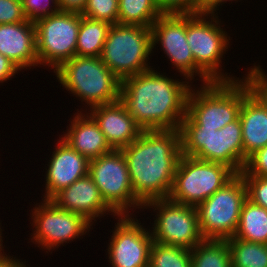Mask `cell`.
<instances>
[{
    "label": "cell",
    "instance_id": "obj_1",
    "mask_svg": "<svg viewBox=\"0 0 267 267\" xmlns=\"http://www.w3.org/2000/svg\"><path fill=\"white\" fill-rule=\"evenodd\" d=\"M121 151L133 192L143 206L152 200L169 198L182 155L179 130H143Z\"/></svg>",
    "mask_w": 267,
    "mask_h": 267
},
{
    "label": "cell",
    "instance_id": "obj_2",
    "mask_svg": "<svg viewBox=\"0 0 267 267\" xmlns=\"http://www.w3.org/2000/svg\"><path fill=\"white\" fill-rule=\"evenodd\" d=\"M153 69L123 79L119 100L143 130H179L192 86Z\"/></svg>",
    "mask_w": 267,
    "mask_h": 267
},
{
    "label": "cell",
    "instance_id": "obj_3",
    "mask_svg": "<svg viewBox=\"0 0 267 267\" xmlns=\"http://www.w3.org/2000/svg\"><path fill=\"white\" fill-rule=\"evenodd\" d=\"M182 154L227 165L236 174L243 170V140L240 118L220 130L196 126L187 116L180 126Z\"/></svg>",
    "mask_w": 267,
    "mask_h": 267
},
{
    "label": "cell",
    "instance_id": "obj_4",
    "mask_svg": "<svg viewBox=\"0 0 267 267\" xmlns=\"http://www.w3.org/2000/svg\"><path fill=\"white\" fill-rule=\"evenodd\" d=\"M187 97L186 116L196 125L220 130L239 117L243 100L250 94L244 79L213 81L192 90Z\"/></svg>",
    "mask_w": 267,
    "mask_h": 267
},
{
    "label": "cell",
    "instance_id": "obj_5",
    "mask_svg": "<svg viewBox=\"0 0 267 267\" xmlns=\"http://www.w3.org/2000/svg\"><path fill=\"white\" fill-rule=\"evenodd\" d=\"M54 73L60 84L89 108L120 99L121 81L101 57L74 56Z\"/></svg>",
    "mask_w": 267,
    "mask_h": 267
},
{
    "label": "cell",
    "instance_id": "obj_6",
    "mask_svg": "<svg viewBox=\"0 0 267 267\" xmlns=\"http://www.w3.org/2000/svg\"><path fill=\"white\" fill-rule=\"evenodd\" d=\"M217 14H210L211 18L209 14H186V40L195 61V77L199 75L202 84L239 79L223 74L220 69L223 55L229 49L230 37L221 29Z\"/></svg>",
    "mask_w": 267,
    "mask_h": 267
},
{
    "label": "cell",
    "instance_id": "obj_7",
    "mask_svg": "<svg viewBox=\"0 0 267 267\" xmlns=\"http://www.w3.org/2000/svg\"><path fill=\"white\" fill-rule=\"evenodd\" d=\"M152 52L150 27L117 23L111 25L108 30L100 57L122 81L127 77L152 69L148 62Z\"/></svg>",
    "mask_w": 267,
    "mask_h": 267
},
{
    "label": "cell",
    "instance_id": "obj_8",
    "mask_svg": "<svg viewBox=\"0 0 267 267\" xmlns=\"http://www.w3.org/2000/svg\"><path fill=\"white\" fill-rule=\"evenodd\" d=\"M236 173L227 165L181 155L169 199L197 207L229 182Z\"/></svg>",
    "mask_w": 267,
    "mask_h": 267
},
{
    "label": "cell",
    "instance_id": "obj_9",
    "mask_svg": "<svg viewBox=\"0 0 267 267\" xmlns=\"http://www.w3.org/2000/svg\"><path fill=\"white\" fill-rule=\"evenodd\" d=\"M247 199L243 177L236 174L221 189L196 208L199 228L204 239H227L237 231L241 208Z\"/></svg>",
    "mask_w": 267,
    "mask_h": 267
},
{
    "label": "cell",
    "instance_id": "obj_10",
    "mask_svg": "<svg viewBox=\"0 0 267 267\" xmlns=\"http://www.w3.org/2000/svg\"><path fill=\"white\" fill-rule=\"evenodd\" d=\"M88 175L98 187L106 204L117 215H129L130 207L143 208L133 192L127 161L121 150L113 149L91 159Z\"/></svg>",
    "mask_w": 267,
    "mask_h": 267
},
{
    "label": "cell",
    "instance_id": "obj_11",
    "mask_svg": "<svg viewBox=\"0 0 267 267\" xmlns=\"http://www.w3.org/2000/svg\"><path fill=\"white\" fill-rule=\"evenodd\" d=\"M35 28L40 66H49L55 71L61 64L76 56L80 13L60 11L37 20Z\"/></svg>",
    "mask_w": 267,
    "mask_h": 267
},
{
    "label": "cell",
    "instance_id": "obj_12",
    "mask_svg": "<svg viewBox=\"0 0 267 267\" xmlns=\"http://www.w3.org/2000/svg\"><path fill=\"white\" fill-rule=\"evenodd\" d=\"M152 208L157 212L153 230V241L193 249L204 237L199 228L197 208L171 201L169 198L147 202L144 208Z\"/></svg>",
    "mask_w": 267,
    "mask_h": 267
},
{
    "label": "cell",
    "instance_id": "obj_13",
    "mask_svg": "<svg viewBox=\"0 0 267 267\" xmlns=\"http://www.w3.org/2000/svg\"><path fill=\"white\" fill-rule=\"evenodd\" d=\"M31 213V226L35 229L30 239L49 252L87 234L93 225L77 213L58 208L51 200L35 205Z\"/></svg>",
    "mask_w": 267,
    "mask_h": 267
},
{
    "label": "cell",
    "instance_id": "obj_14",
    "mask_svg": "<svg viewBox=\"0 0 267 267\" xmlns=\"http://www.w3.org/2000/svg\"><path fill=\"white\" fill-rule=\"evenodd\" d=\"M130 215H117L118 222L107 249L111 267H149L150 249L154 242L151 230L147 231Z\"/></svg>",
    "mask_w": 267,
    "mask_h": 267
},
{
    "label": "cell",
    "instance_id": "obj_15",
    "mask_svg": "<svg viewBox=\"0 0 267 267\" xmlns=\"http://www.w3.org/2000/svg\"><path fill=\"white\" fill-rule=\"evenodd\" d=\"M152 49L160 44L172 65L192 81L195 76V61L186 40V14H162L151 26Z\"/></svg>",
    "mask_w": 267,
    "mask_h": 267
},
{
    "label": "cell",
    "instance_id": "obj_16",
    "mask_svg": "<svg viewBox=\"0 0 267 267\" xmlns=\"http://www.w3.org/2000/svg\"><path fill=\"white\" fill-rule=\"evenodd\" d=\"M48 162L45 177V193L42 200H50L61 189L69 187L88 175L90 160L79 154L62 138L56 143Z\"/></svg>",
    "mask_w": 267,
    "mask_h": 267
},
{
    "label": "cell",
    "instance_id": "obj_17",
    "mask_svg": "<svg viewBox=\"0 0 267 267\" xmlns=\"http://www.w3.org/2000/svg\"><path fill=\"white\" fill-rule=\"evenodd\" d=\"M58 208L77 213L94 224L96 218L117 214L106 204L98 187L89 175L75 181L69 187L61 189L50 199ZM94 220V221H92Z\"/></svg>",
    "mask_w": 267,
    "mask_h": 267
},
{
    "label": "cell",
    "instance_id": "obj_18",
    "mask_svg": "<svg viewBox=\"0 0 267 267\" xmlns=\"http://www.w3.org/2000/svg\"><path fill=\"white\" fill-rule=\"evenodd\" d=\"M90 114L114 150H121L135 141L143 129L118 100L114 103L91 107Z\"/></svg>",
    "mask_w": 267,
    "mask_h": 267
},
{
    "label": "cell",
    "instance_id": "obj_19",
    "mask_svg": "<svg viewBox=\"0 0 267 267\" xmlns=\"http://www.w3.org/2000/svg\"><path fill=\"white\" fill-rule=\"evenodd\" d=\"M0 54L21 70L38 66L35 23L23 21L0 24Z\"/></svg>",
    "mask_w": 267,
    "mask_h": 267
},
{
    "label": "cell",
    "instance_id": "obj_20",
    "mask_svg": "<svg viewBox=\"0 0 267 267\" xmlns=\"http://www.w3.org/2000/svg\"><path fill=\"white\" fill-rule=\"evenodd\" d=\"M86 113L83 114L80 111L74 114L76 116L70 121L67 132L65 131L61 138L79 154L91 160L107 154L113 149L97 122L90 114L88 115L87 110Z\"/></svg>",
    "mask_w": 267,
    "mask_h": 267
},
{
    "label": "cell",
    "instance_id": "obj_21",
    "mask_svg": "<svg viewBox=\"0 0 267 267\" xmlns=\"http://www.w3.org/2000/svg\"><path fill=\"white\" fill-rule=\"evenodd\" d=\"M243 140V169L247 158L267 145V110L250 93L239 111Z\"/></svg>",
    "mask_w": 267,
    "mask_h": 267
},
{
    "label": "cell",
    "instance_id": "obj_22",
    "mask_svg": "<svg viewBox=\"0 0 267 267\" xmlns=\"http://www.w3.org/2000/svg\"><path fill=\"white\" fill-rule=\"evenodd\" d=\"M235 238L267 244V209L246 199L241 208Z\"/></svg>",
    "mask_w": 267,
    "mask_h": 267
},
{
    "label": "cell",
    "instance_id": "obj_23",
    "mask_svg": "<svg viewBox=\"0 0 267 267\" xmlns=\"http://www.w3.org/2000/svg\"><path fill=\"white\" fill-rule=\"evenodd\" d=\"M111 24L80 14V29L77 36L76 56L100 57Z\"/></svg>",
    "mask_w": 267,
    "mask_h": 267
},
{
    "label": "cell",
    "instance_id": "obj_24",
    "mask_svg": "<svg viewBox=\"0 0 267 267\" xmlns=\"http://www.w3.org/2000/svg\"><path fill=\"white\" fill-rule=\"evenodd\" d=\"M191 267H232L227 239H204L191 249Z\"/></svg>",
    "mask_w": 267,
    "mask_h": 267
},
{
    "label": "cell",
    "instance_id": "obj_25",
    "mask_svg": "<svg viewBox=\"0 0 267 267\" xmlns=\"http://www.w3.org/2000/svg\"><path fill=\"white\" fill-rule=\"evenodd\" d=\"M161 15L156 0H118V24L151 28Z\"/></svg>",
    "mask_w": 267,
    "mask_h": 267
},
{
    "label": "cell",
    "instance_id": "obj_26",
    "mask_svg": "<svg viewBox=\"0 0 267 267\" xmlns=\"http://www.w3.org/2000/svg\"><path fill=\"white\" fill-rule=\"evenodd\" d=\"M232 267H267V244L227 238Z\"/></svg>",
    "mask_w": 267,
    "mask_h": 267
},
{
    "label": "cell",
    "instance_id": "obj_27",
    "mask_svg": "<svg viewBox=\"0 0 267 267\" xmlns=\"http://www.w3.org/2000/svg\"><path fill=\"white\" fill-rule=\"evenodd\" d=\"M149 267H191V250L153 242Z\"/></svg>",
    "mask_w": 267,
    "mask_h": 267
},
{
    "label": "cell",
    "instance_id": "obj_28",
    "mask_svg": "<svg viewBox=\"0 0 267 267\" xmlns=\"http://www.w3.org/2000/svg\"><path fill=\"white\" fill-rule=\"evenodd\" d=\"M82 16L106 21L111 25L118 23V0H87Z\"/></svg>",
    "mask_w": 267,
    "mask_h": 267
},
{
    "label": "cell",
    "instance_id": "obj_29",
    "mask_svg": "<svg viewBox=\"0 0 267 267\" xmlns=\"http://www.w3.org/2000/svg\"><path fill=\"white\" fill-rule=\"evenodd\" d=\"M21 2L26 20L34 23L61 11L58 0H22Z\"/></svg>",
    "mask_w": 267,
    "mask_h": 267
},
{
    "label": "cell",
    "instance_id": "obj_30",
    "mask_svg": "<svg viewBox=\"0 0 267 267\" xmlns=\"http://www.w3.org/2000/svg\"><path fill=\"white\" fill-rule=\"evenodd\" d=\"M260 65L250 68L244 79L247 83L250 93L263 105L267 110V74Z\"/></svg>",
    "mask_w": 267,
    "mask_h": 267
},
{
    "label": "cell",
    "instance_id": "obj_31",
    "mask_svg": "<svg viewBox=\"0 0 267 267\" xmlns=\"http://www.w3.org/2000/svg\"><path fill=\"white\" fill-rule=\"evenodd\" d=\"M246 184L247 199L267 209V177L241 175Z\"/></svg>",
    "mask_w": 267,
    "mask_h": 267
},
{
    "label": "cell",
    "instance_id": "obj_32",
    "mask_svg": "<svg viewBox=\"0 0 267 267\" xmlns=\"http://www.w3.org/2000/svg\"><path fill=\"white\" fill-rule=\"evenodd\" d=\"M162 14L199 13L200 0H156Z\"/></svg>",
    "mask_w": 267,
    "mask_h": 267
},
{
    "label": "cell",
    "instance_id": "obj_33",
    "mask_svg": "<svg viewBox=\"0 0 267 267\" xmlns=\"http://www.w3.org/2000/svg\"><path fill=\"white\" fill-rule=\"evenodd\" d=\"M240 175L267 177V145L251 154Z\"/></svg>",
    "mask_w": 267,
    "mask_h": 267
},
{
    "label": "cell",
    "instance_id": "obj_34",
    "mask_svg": "<svg viewBox=\"0 0 267 267\" xmlns=\"http://www.w3.org/2000/svg\"><path fill=\"white\" fill-rule=\"evenodd\" d=\"M26 21L22 2L18 0H0V24H12Z\"/></svg>",
    "mask_w": 267,
    "mask_h": 267
},
{
    "label": "cell",
    "instance_id": "obj_35",
    "mask_svg": "<svg viewBox=\"0 0 267 267\" xmlns=\"http://www.w3.org/2000/svg\"><path fill=\"white\" fill-rule=\"evenodd\" d=\"M18 71L21 69L13 61L0 54V83L11 80Z\"/></svg>",
    "mask_w": 267,
    "mask_h": 267
},
{
    "label": "cell",
    "instance_id": "obj_36",
    "mask_svg": "<svg viewBox=\"0 0 267 267\" xmlns=\"http://www.w3.org/2000/svg\"><path fill=\"white\" fill-rule=\"evenodd\" d=\"M87 0H58L61 11L81 13L85 8Z\"/></svg>",
    "mask_w": 267,
    "mask_h": 267
},
{
    "label": "cell",
    "instance_id": "obj_37",
    "mask_svg": "<svg viewBox=\"0 0 267 267\" xmlns=\"http://www.w3.org/2000/svg\"><path fill=\"white\" fill-rule=\"evenodd\" d=\"M228 0H200L199 13L201 14H216V10H219L218 6L226 3ZM233 1V0H229ZM235 1V0H234ZM237 1V0H236Z\"/></svg>",
    "mask_w": 267,
    "mask_h": 267
},
{
    "label": "cell",
    "instance_id": "obj_38",
    "mask_svg": "<svg viewBox=\"0 0 267 267\" xmlns=\"http://www.w3.org/2000/svg\"><path fill=\"white\" fill-rule=\"evenodd\" d=\"M20 261V259H16L13 256L7 255L6 253L0 254V267H27L25 261Z\"/></svg>",
    "mask_w": 267,
    "mask_h": 267
},
{
    "label": "cell",
    "instance_id": "obj_39",
    "mask_svg": "<svg viewBox=\"0 0 267 267\" xmlns=\"http://www.w3.org/2000/svg\"><path fill=\"white\" fill-rule=\"evenodd\" d=\"M0 224H1V223H0ZM0 227H1V225H0ZM1 232H2V229L0 228V254H2V250H3V253H5V252H4V249H3L4 247H3V244H2V242H3L2 238H3V237L1 236V235H2Z\"/></svg>",
    "mask_w": 267,
    "mask_h": 267
}]
</instances>
